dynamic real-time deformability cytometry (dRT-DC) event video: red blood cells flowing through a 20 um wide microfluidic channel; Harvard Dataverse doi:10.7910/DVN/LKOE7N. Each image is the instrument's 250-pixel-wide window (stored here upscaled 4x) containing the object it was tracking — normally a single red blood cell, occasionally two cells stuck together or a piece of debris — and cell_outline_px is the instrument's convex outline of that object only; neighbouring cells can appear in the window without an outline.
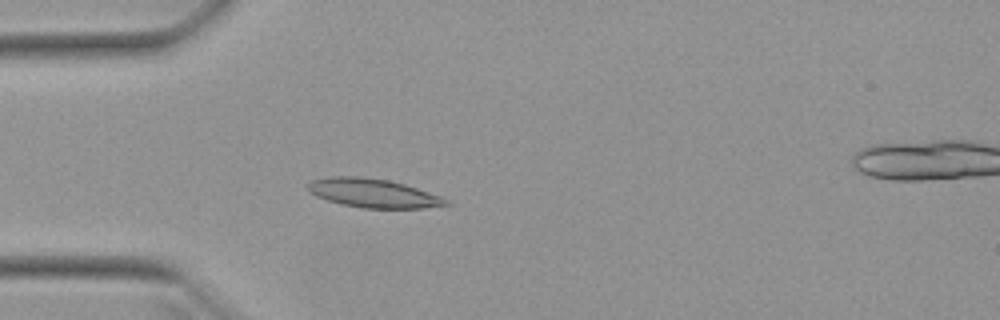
{"species": "Egyptian fruit bat (a non-hibernating species)", "species_latin": "Rousettus aegyptiacus", "temperature_condition": "warm", "stored_images_in_passage": 45, "segment_of_instrument_passage": [1, 2], "camera_frame_rate_fps": 3000, "um_per_image_px": 0.085, "animal": {"sex": "female"}, "frame": {"image": 1, "passage_image": 7, "time_ms": 2.0, "image_size_px": [1000, 320], "cell_outline_px": [[452, 204], [424, 208], [360, 208], [340, 204], [316, 196], [308, 192], [308, 184], [312, 180], [332, 176], [356, 176], [388, 180], [404, 184], [440, 196], [448, 200]], "centroid_in_image_um": [31.7, 16.42], "position_along_channel_um": 53.3, "area_um2": 23.12}}
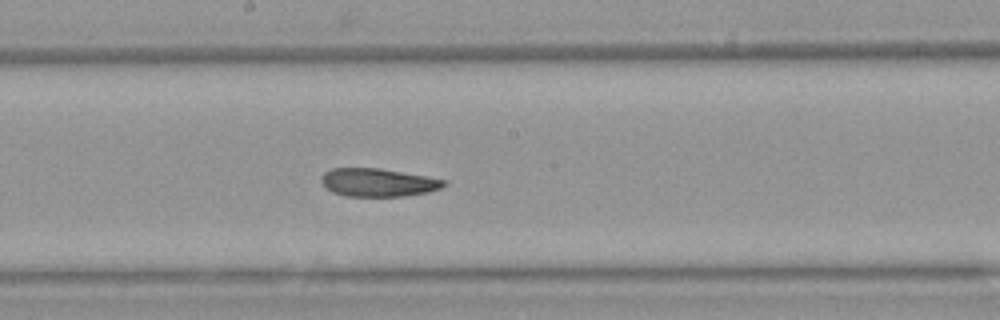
{"frame": {"image": 2, "passage_image": 20, "time_ms": 6.333, "image_size_px": [1000, 320], "cell_outline_px": [[448, 184], [440, 188], [428, 192], [404, 196], [344, 196], [332, 192], [324, 188], [320, 180], [320, 176], [324, 172], [332, 168], [380, 168], [424, 176], [444, 180]], "centroid_in_image_um": [32.06, 15.51], "position_along_channel_um": 216.1, "area_um2": 20.17}}
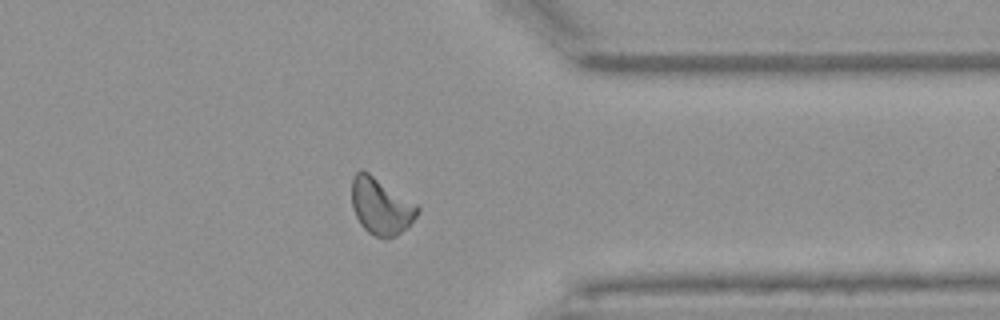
{"frame": {"image": 3, "passage_image": 33, "time_ms": 10.667, "image_size_px": [1000, 320], "cell_outline_px": [[420, 212], [408, 228], [396, 236], [384, 240], [368, 232], [360, 224], [352, 208], [352, 176], [360, 168], [368, 172], [416, 204], [420, 208]], "centroid_in_image_um": [32.38, 17.55], "position_along_channel_um": 379.0, "area_um2": 21.85}}